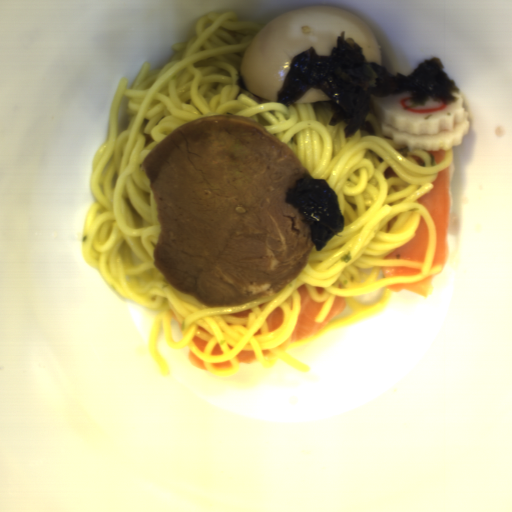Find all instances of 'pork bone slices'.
<instances>
[{"label": "pork bone slices", "instance_id": "1", "mask_svg": "<svg viewBox=\"0 0 512 512\" xmlns=\"http://www.w3.org/2000/svg\"><path fill=\"white\" fill-rule=\"evenodd\" d=\"M153 195V264L210 309L243 306L286 288L315 244L288 188L309 170L258 121L204 116L178 126L139 163Z\"/></svg>", "mask_w": 512, "mask_h": 512}]
</instances>
